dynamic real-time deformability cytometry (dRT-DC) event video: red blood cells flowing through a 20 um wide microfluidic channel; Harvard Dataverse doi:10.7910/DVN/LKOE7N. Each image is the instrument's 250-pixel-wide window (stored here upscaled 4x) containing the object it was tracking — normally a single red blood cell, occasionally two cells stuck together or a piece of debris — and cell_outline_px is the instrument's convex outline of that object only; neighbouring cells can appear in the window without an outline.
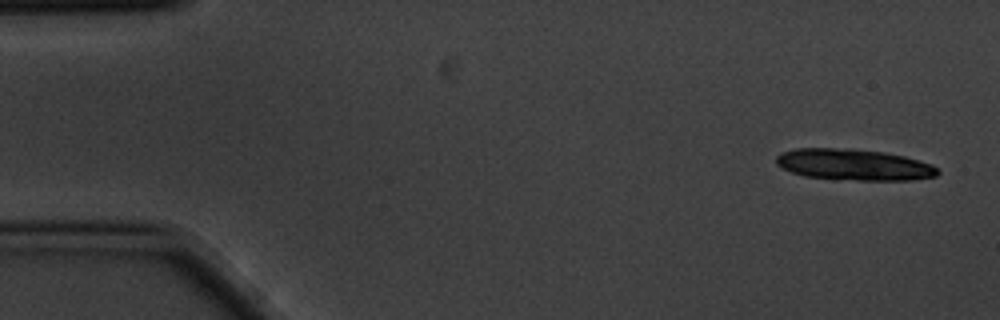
{"species": "common noctule bat (a hibernating species)", "species_latin": "Nyctalus noctula", "temperature_condition": "cold", "stored_images_in_passage": 5, "camera_frame_rate_fps": 3000, "um_per_image_px": 0.085, "animal": {"sex": "male", "body_mass_g": 20.1, "forearm_length_mm": 53.5}, "frame": {"image": 1, "passage_image": 1, "time_ms": 0.0, "image_size_px": [1000, 320], "cell_outline_px": [[940, 172], [936, 176], [912, 180], [856, 180], [804, 176], [792, 172], [776, 164], [776, 156], [780, 152], [796, 148], [848, 148], [884, 152], [904, 156], [932, 164]], "centroid_in_image_um": [72.57, 13.99], "position_along_channel_um": 12.4, "area_um2": 29.36}}
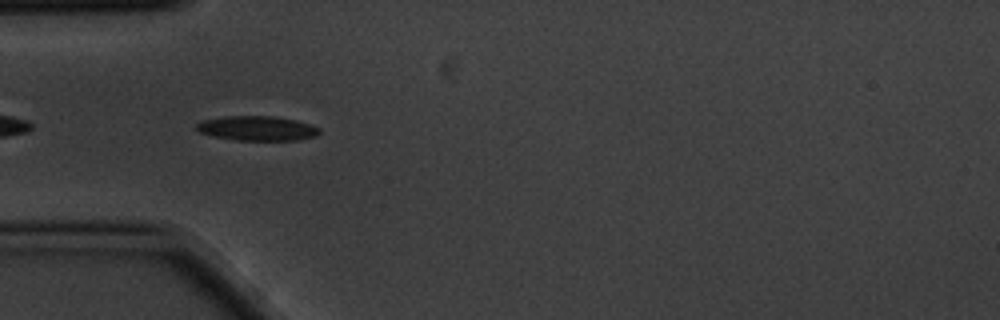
{"frame": {"image": 2, "passage_image": 5, "time_ms": 1.333, "image_size_px": [1000, 320], "cell_outline_px": [[320, 132], [316, 136], [296, 140], [236, 140], [212, 136], [200, 132], [196, 128], [196, 124], [204, 120], [224, 116], [276, 116], [296, 120], [312, 124], [320, 128]], "centroid_in_image_um": [21.89, 10.9], "position_along_channel_um": 63.1, "area_um2": 17.69}}